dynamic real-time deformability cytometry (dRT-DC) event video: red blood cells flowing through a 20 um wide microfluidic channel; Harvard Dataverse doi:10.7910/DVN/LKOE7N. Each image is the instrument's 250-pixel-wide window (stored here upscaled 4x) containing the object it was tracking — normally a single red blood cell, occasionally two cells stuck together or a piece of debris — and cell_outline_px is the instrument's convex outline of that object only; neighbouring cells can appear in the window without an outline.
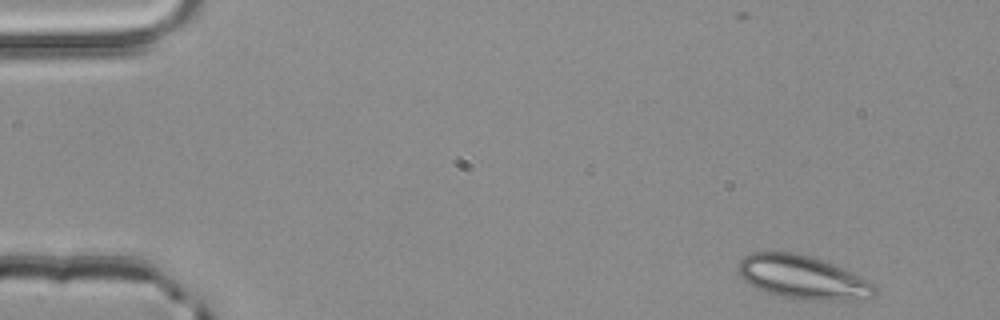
{"species": "common noctule bat (a hibernating species)", "species_latin": "Nyctalus noctula", "temperature_condition": "room temperature", "stored_images_in_passage": 49, "camera_frame_rate_fps": 3000, "um_per_image_px": 0.085, "animal": {"sex": "male", "body_mass_g": 20.4}, "frame": {"image": 1, "passage_image": 1, "time_ms": 0.0, "image_size_px": [1000, 320], "cell_outline_px": [[876, 292], [872, 296], [844, 300], [800, 300], [768, 292], [756, 288], [748, 284], [740, 276], [736, 264], [744, 256], [752, 252], [796, 252], [812, 256], [832, 264], [872, 284], [876, 288]], "centroid_in_image_um": [68.12, 23.56], "position_along_channel_um": 16.9, "area_um2": 34.04}}
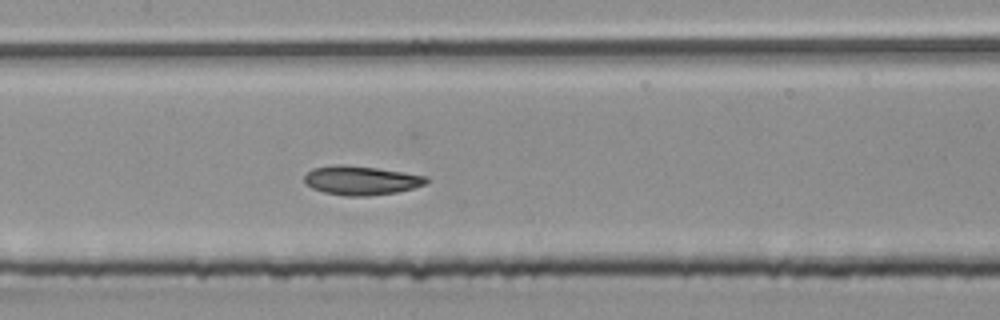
{"frame": {"image": 2, "passage_image": 22, "time_ms": 7.0, "image_size_px": [1000, 320], "cell_outline_px": [[428, 180], [424, 184], [412, 188], [396, 192], [368, 196], [344, 196], [324, 192], [312, 188], [304, 184], [304, 176], [312, 168], [336, 164], [344, 164], [376, 168], [404, 172], [428, 176]], "centroid_in_image_um": [30.65, 15.33], "position_along_channel_um": 176.7, "area_um2": 20.69}}
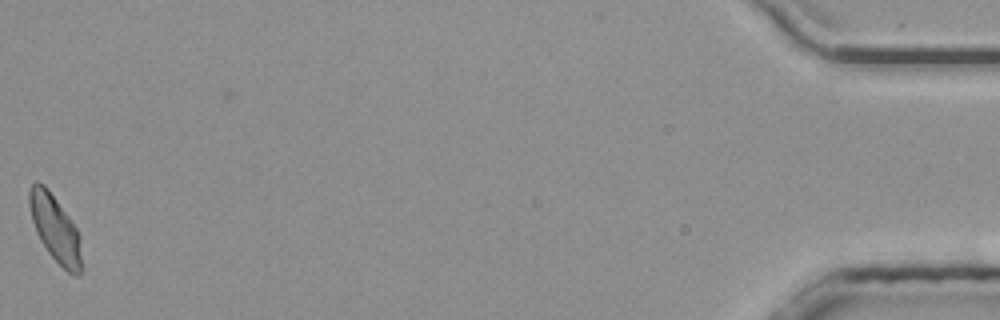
{"frame": {"image": 3, "passage_image": 49, "time_ms": 16.0, "image_size_px": [1000, 320], "cell_outline_px": [[80, 276], [76, 276], [68, 272], [48, 252], [40, 240], [36, 232], [32, 220], [28, 204], [28, 192], [32, 184], [36, 180], [44, 184], [68, 216], [76, 228], [80, 236]], "centroid_in_image_um": [4.65, 19.39], "position_along_channel_um": 430.5, "area_um2": 19.94}, "authors_computed_cell_mechanics": {"area_um2": 20.4034, "velocity_mm_per_s": 3.9719, "shape_relaxation_time_tau1_ms": 4.1734, "shape_relaxation_time_tau2_ms": 6.1913, "deformation_change_tau1": 0.0935, "deformation_change_tau2": 0.0902}}